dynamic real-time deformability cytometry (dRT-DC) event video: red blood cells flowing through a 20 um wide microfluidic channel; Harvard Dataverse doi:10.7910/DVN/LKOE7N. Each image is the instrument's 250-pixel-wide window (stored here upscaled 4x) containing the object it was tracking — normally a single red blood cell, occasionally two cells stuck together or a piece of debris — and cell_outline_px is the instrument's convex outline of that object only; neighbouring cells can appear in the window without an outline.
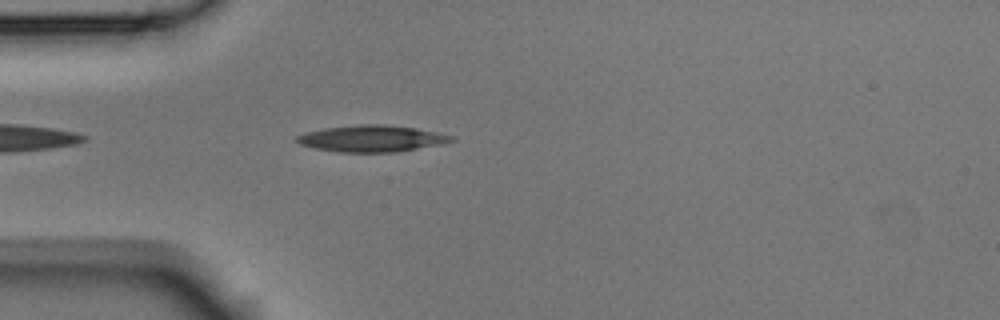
{"species": "Egyptian fruit bat (a non-hibernating species)", "species_latin": "Rousettus aegyptiacus", "temperature_condition": "room temperature", "stored_images_in_passage": 5, "camera_frame_rate_fps": 3000, "um_per_image_px": 0.085, "animal": {"sex": "male"}, "frame": {"image": 1, "passage_image": 5, "time_ms": 1.333, "image_size_px": [1000, 320], "cell_outline_px": [[456, 140], [440, 144], [396, 152], [340, 152], [316, 148], [300, 144], [292, 140], [296, 136], [304, 132], [324, 128], [360, 124], [384, 124], [416, 128], [456, 136]], "centroid_in_image_um": [31.58, 11.77], "position_along_channel_um": 53.4, "area_um2": 23.99}}